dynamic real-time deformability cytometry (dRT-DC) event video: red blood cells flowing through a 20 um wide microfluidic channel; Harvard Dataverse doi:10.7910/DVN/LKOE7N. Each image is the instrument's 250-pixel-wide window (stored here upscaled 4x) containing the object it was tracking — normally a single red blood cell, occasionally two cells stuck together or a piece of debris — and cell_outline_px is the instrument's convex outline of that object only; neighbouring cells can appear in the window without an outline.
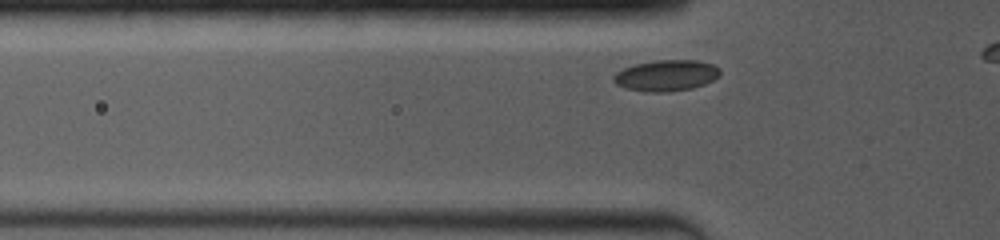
{"species": "common noctule bat (a hibernating species)", "species_latin": "Nyctalus noctula", "temperature_condition": "room temperature", "stored_images_in_passage": 7, "camera_frame_rate_fps": 4000, "um_per_image_px": 0.085, "animal": {"sex": "female", "body_mass_g": 19.0, "forearm_length_mm": 53.3}, "frame": {"image": 1, "passage_image": 3, "time_ms": 0.5, "image_size_px": [1000, 240], "cell_outline_px": [[720, 76], [704, 84], [692, 88], [668, 92], [644, 92], [624, 88], [616, 84], [612, 80], [612, 76], [616, 72], [632, 64], [656, 60], [696, 60], [712, 64], [720, 68]], "centroid_in_image_um": [56.59, 6.42], "position_along_channel_um": 69.2, "area_um2": 19.54}}